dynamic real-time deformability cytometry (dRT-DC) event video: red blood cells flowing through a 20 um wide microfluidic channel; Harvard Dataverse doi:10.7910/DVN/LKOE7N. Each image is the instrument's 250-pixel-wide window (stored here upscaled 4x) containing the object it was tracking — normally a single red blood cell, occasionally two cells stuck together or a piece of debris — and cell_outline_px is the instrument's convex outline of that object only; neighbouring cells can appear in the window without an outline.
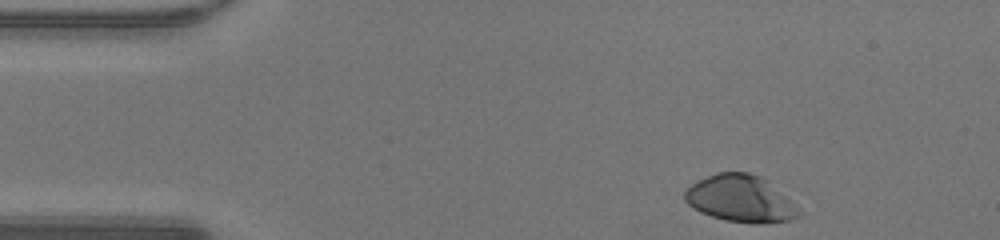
{"species": "human", "species_latin": "Homo sapiens", "temperature_condition": "warm", "stored_images_in_passage": 34, "camera_frame_rate_fps": 3000, "um_per_image_px": 0.085, "donor": {"sex": "male"}, "frame": {"image": 1, "passage_image": 1, "time_ms": 0.0, "image_size_px": [1000, 240], "cell_outline_px": [[800, 216], [792, 220], [768, 224], [752, 224], [728, 220], [712, 216], [700, 212], [688, 204], [684, 200], [684, 192], [692, 184], [716, 172], [748, 172], [760, 176], [768, 180], [800, 212]], "centroid_in_image_um": [62.93, 16.9], "position_along_channel_um": 22.1, "area_um2": 30.92}}
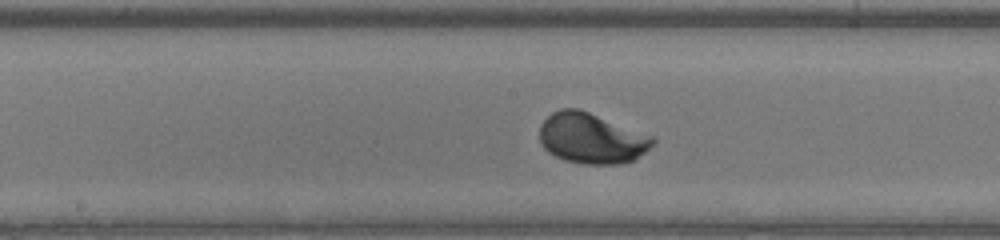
{"frame": {"image": 2, "passage_image": 19, "time_ms": 6.0, "image_size_px": [1000, 240], "cell_outline_px": [[656, 140], [644, 152], [632, 160], [620, 164], [584, 164], [564, 160], [548, 152], [540, 144], [540, 128], [544, 120], [552, 112], [560, 108], [576, 108], [588, 112], [656, 136]], "centroid_in_image_um": [50.28, 11.75], "position_along_channel_um": 197.9, "area_um2": 33.29}}
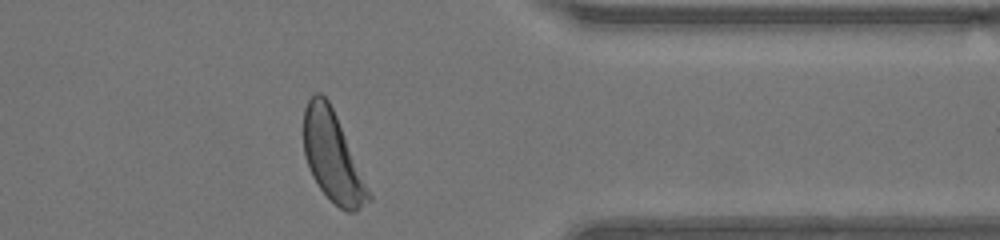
{"frame": {"image": 3, "passage_image": 33, "time_ms": 10.667, "image_size_px": [1000, 240], "cell_outline_px": [[372, 200], [356, 212], [348, 212], [340, 208], [320, 188], [312, 176], [304, 156], [304, 108], [308, 100], [316, 92], [320, 92], [328, 100], [336, 116], [372, 196]], "centroid_in_image_um": [28.26, 13.34], "position_along_channel_um": 383.1, "area_um2": 33.35}, "authors_computed_cell_mechanics": {"area_um2": 31.9056, "velocity_mm_per_s": 4.2977, "shape_relaxation_time_tau1_ms": 1.9319, "shape_relaxation_time_tau2_ms": null, "deformation_change_tau1": 0.1579, "deformation_change_tau2": null}}